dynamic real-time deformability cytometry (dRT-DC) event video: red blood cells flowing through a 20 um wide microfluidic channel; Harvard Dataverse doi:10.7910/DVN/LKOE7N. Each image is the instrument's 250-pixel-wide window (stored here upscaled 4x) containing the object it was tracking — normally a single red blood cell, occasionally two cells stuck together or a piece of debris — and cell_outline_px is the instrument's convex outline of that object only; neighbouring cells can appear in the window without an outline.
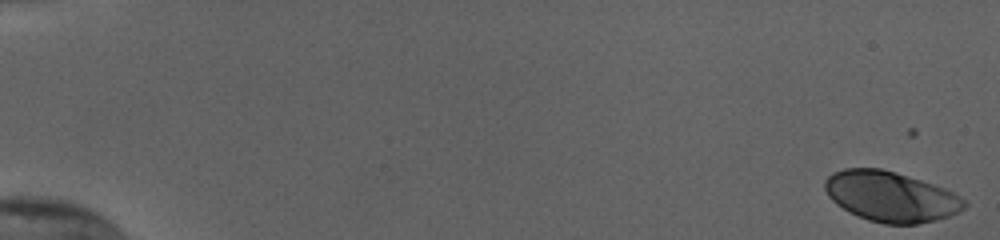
{"species": "human", "species_latin": "Homo sapiens", "temperature_condition": "cold", "stored_images_in_passage": 55, "camera_frame_rate_fps": 3000, "um_per_image_px": 0.085, "donor": {"sex": "female"}, "frame": {"image": 1, "passage_image": 1, "time_ms": 0.0, "image_size_px": [1000, 240], "cell_outline_px": [[968, 204], [960, 212], [936, 220], [916, 224], [884, 224], [868, 220], [848, 212], [836, 204], [828, 196], [824, 188], [824, 180], [832, 172], [844, 168], [880, 168], [896, 172], [944, 188], [960, 196]], "centroid_in_image_um": [75.69, 16.71], "position_along_channel_um": 9.3, "area_um2": 40.92}}
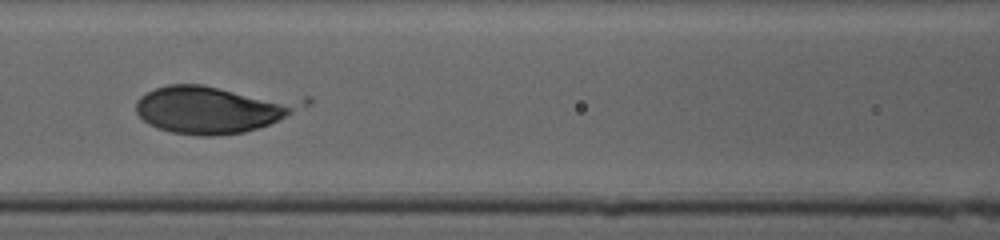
{"frame": {"image": 2, "passage_image": 27, "time_ms": 8.667, "image_size_px": [1000, 240], "cell_outline_px": [[312, 104], [268, 124], [244, 132], [212, 136], [200, 136], [172, 132], [156, 128], [148, 124], [136, 112], [136, 100], [140, 96], [156, 88], [168, 84], [200, 84], [312, 96]], "centroid_in_image_um": [18.27, 9.23], "position_along_channel_um": 148.3, "area_um2": 47.69}}
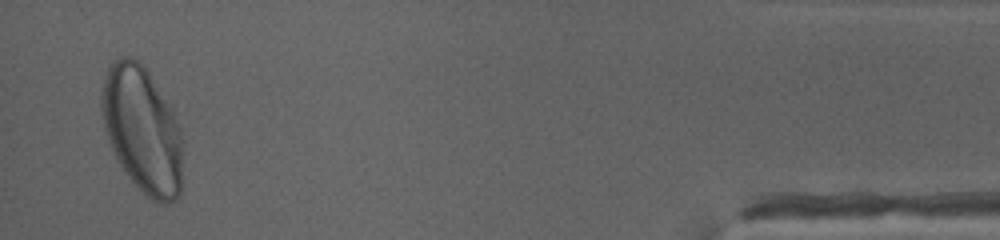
{"frame": {"image": 3, "passage_image": 54, "time_ms": 17.667, "image_size_px": [1000, 240], "cell_outline_px": [[184, 144], [180, 192], [176, 200], [164, 204], [156, 204], [128, 176], [116, 160], [108, 140], [104, 128], [100, 108], [100, 92], [104, 76], [108, 64], [112, 60], [120, 56], [132, 56], [144, 64], [172, 104], [184, 140]], "centroid_in_image_um": [12.11, 10.96], "position_along_channel_um": 423.1, "area_um2": 61.56}, "authors_computed_cell_mechanics": {"area_um2": 41.5582, "velocity_mm_per_s": 3.7963, "shape_relaxation_time_tau1_ms": 2.5875, "shape_relaxation_time_tau2_ms": null, "deformation_change_tau1": 0.1717, "deformation_change_tau2": null}}